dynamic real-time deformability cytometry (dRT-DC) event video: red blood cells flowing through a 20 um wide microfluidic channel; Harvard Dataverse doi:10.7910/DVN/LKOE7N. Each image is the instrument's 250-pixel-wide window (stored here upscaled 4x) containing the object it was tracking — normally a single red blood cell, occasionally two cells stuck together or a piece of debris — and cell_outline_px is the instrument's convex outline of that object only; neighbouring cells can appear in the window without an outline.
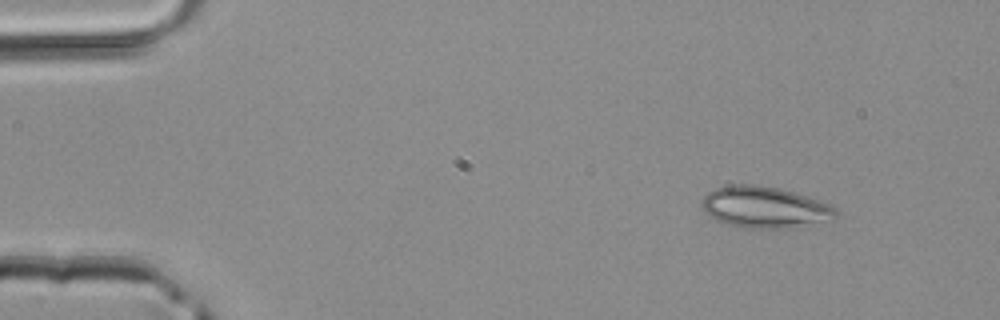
{"species": "common noctule bat (a hibernating species)", "species_latin": "Nyctalus noctula", "temperature_condition": "room temperature", "stored_images_in_passage": 3, "camera_frame_rate_fps": 3000, "um_per_image_px": 0.085, "animal": {"sex": "male", "body_mass_g": 20.4}, "frame": {"image": 1, "passage_image": 1, "time_ms": 0.0, "image_size_px": [1000, 320], "cell_outline_px": [[840, 212], [836, 220], [784, 228], [748, 228], [716, 220], [704, 212], [700, 208], [700, 204], [704, 196], [708, 192], [716, 188], [736, 184], [756, 184], [780, 188], [828, 204], [836, 208]], "centroid_in_image_um": [65.01, 17.61], "position_along_channel_um": 20.0, "area_um2": 32.25}}